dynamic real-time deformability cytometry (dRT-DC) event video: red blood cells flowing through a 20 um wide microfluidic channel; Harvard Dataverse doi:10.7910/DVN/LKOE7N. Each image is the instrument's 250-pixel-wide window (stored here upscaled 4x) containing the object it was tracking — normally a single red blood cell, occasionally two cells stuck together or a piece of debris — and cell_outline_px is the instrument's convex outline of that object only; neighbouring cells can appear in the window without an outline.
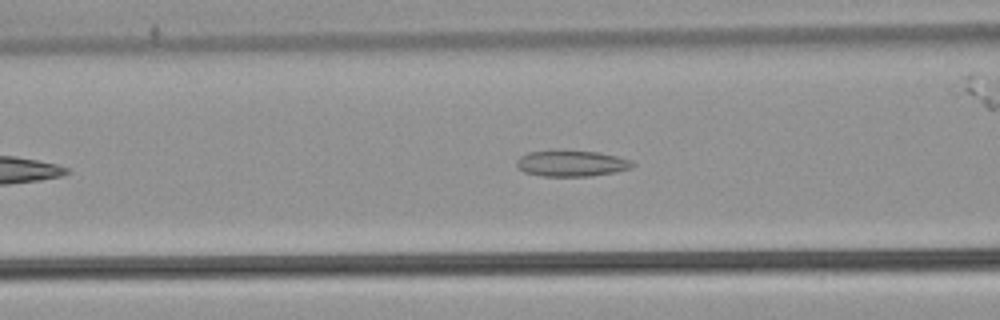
{"species": "common noctule bat (a hibernating species)", "species_latin": "Nyctalus noctula", "temperature_condition": "warm", "stored_images_in_passage": 43, "camera_frame_rate_fps": 3000, "um_per_image_px": 0.085, "animal": {"sex": "male", "body_mass_g": 21.5, "forearm_length_mm": 52.0}, "frame": {"image": 1, "passage_image": 11, "time_ms": 3.333, "image_size_px": [1000, 320], "cell_outline_px": [[636, 164], [632, 168], [616, 172], [592, 176], [544, 176], [524, 172], [516, 164], [516, 160], [520, 156], [528, 152], [600, 152], [632, 160]], "centroid_in_image_um": [48.64, 13.91], "position_along_channel_um": 118.0, "area_um2": 17.22}}
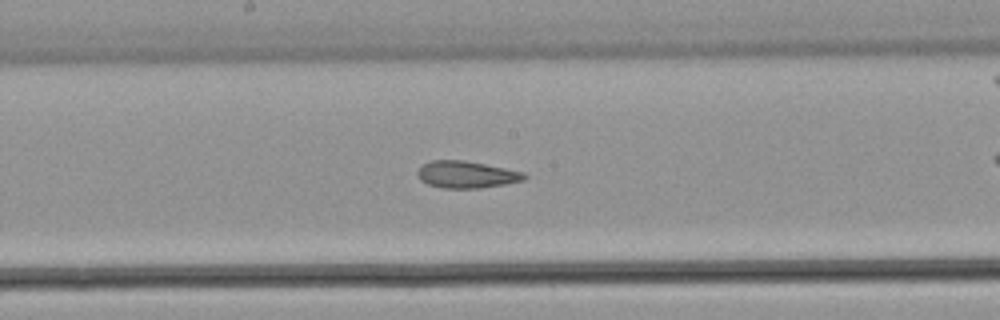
{"frame": {"image": 2, "passage_image": 18, "time_ms": 5.667, "image_size_px": [1000, 320], "cell_outline_px": [[528, 176], [524, 180], [504, 184], [480, 188], [444, 188], [428, 184], [420, 180], [416, 172], [424, 164], [432, 160], [464, 160], [524, 172]], "centroid_in_image_um": [39.65, 14.84], "position_along_channel_um": 208.6, "area_um2": 16.65}}
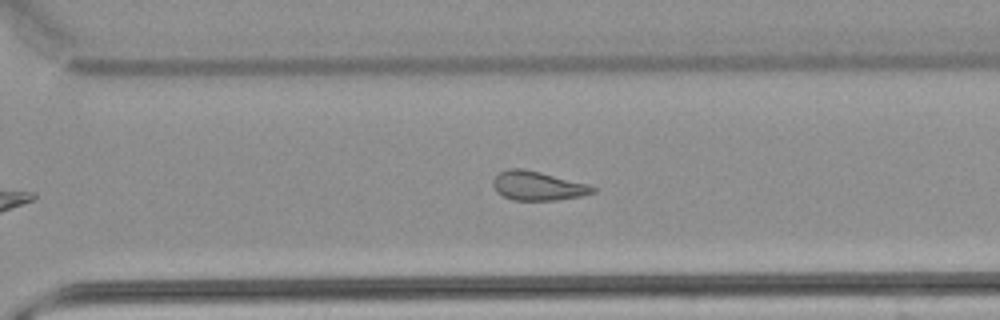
{"frame": {"image": 3, "passage_image": 27, "time_ms": 8.667, "image_size_px": [1000, 320], "cell_outline_px": [[596, 192], [580, 196], [556, 200], [512, 200], [496, 192], [492, 184], [492, 180], [500, 172], [508, 168], [520, 168], [540, 172], [588, 184], [596, 188]], "centroid_in_image_um": [45.69, 15.8], "position_along_channel_um": 324.9, "area_um2": 16.82}, "authors_computed_cell_mechanics": {"area_um2": 17.6868, "velocity_mm_per_s": 3.8846, "shape_relaxation_time_tau1_ms": null, "shape_relaxation_time_tau2_ms": 3.3893, "deformation_change_tau1": null, "deformation_change_tau2": 0.1189}}